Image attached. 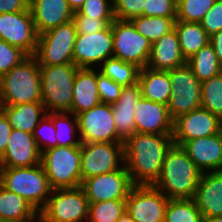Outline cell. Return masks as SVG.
I'll list each match as a JSON object with an SVG mask.
<instances>
[{
  "instance_id": "1",
  "label": "cell",
  "mask_w": 222,
  "mask_h": 222,
  "mask_svg": "<svg viewBox=\"0 0 222 222\" xmlns=\"http://www.w3.org/2000/svg\"><path fill=\"white\" fill-rule=\"evenodd\" d=\"M172 135L134 133L124 142L125 168L133 185H153L159 178Z\"/></svg>"
},
{
  "instance_id": "2",
  "label": "cell",
  "mask_w": 222,
  "mask_h": 222,
  "mask_svg": "<svg viewBox=\"0 0 222 222\" xmlns=\"http://www.w3.org/2000/svg\"><path fill=\"white\" fill-rule=\"evenodd\" d=\"M201 174L186 151L173 144L166 153L160 176L153 185L168 199H192Z\"/></svg>"
},
{
  "instance_id": "3",
  "label": "cell",
  "mask_w": 222,
  "mask_h": 222,
  "mask_svg": "<svg viewBox=\"0 0 222 222\" xmlns=\"http://www.w3.org/2000/svg\"><path fill=\"white\" fill-rule=\"evenodd\" d=\"M41 101L39 63L28 55L0 77V105H19Z\"/></svg>"
},
{
  "instance_id": "4",
  "label": "cell",
  "mask_w": 222,
  "mask_h": 222,
  "mask_svg": "<svg viewBox=\"0 0 222 222\" xmlns=\"http://www.w3.org/2000/svg\"><path fill=\"white\" fill-rule=\"evenodd\" d=\"M0 184L39 211L45 207L53 190L41 163L23 168L3 167Z\"/></svg>"
},
{
  "instance_id": "5",
  "label": "cell",
  "mask_w": 222,
  "mask_h": 222,
  "mask_svg": "<svg viewBox=\"0 0 222 222\" xmlns=\"http://www.w3.org/2000/svg\"><path fill=\"white\" fill-rule=\"evenodd\" d=\"M41 102L47 113L69 112L72 105V90L79 69L74 63L63 65H39Z\"/></svg>"
},
{
  "instance_id": "6",
  "label": "cell",
  "mask_w": 222,
  "mask_h": 222,
  "mask_svg": "<svg viewBox=\"0 0 222 222\" xmlns=\"http://www.w3.org/2000/svg\"><path fill=\"white\" fill-rule=\"evenodd\" d=\"M41 164L52 189L81 186V145L47 149L41 154Z\"/></svg>"
},
{
  "instance_id": "7",
  "label": "cell",
  "mask_w": 222,
  "mask_h": 222,
  "mask_svg": "<svg viewBox=\"0 0 222 222\" xmlns=\"http://www.w3.org/2000/svg\"><path fill=\"white\" fill-rule=\"evenodd\" d=\"M76 37L77 31L72 20L39 34L34 55L39 65L73 63Z\"/></svg>"
},
{
  "instance_id": "8",
  "label": "cell",
  "mask_w": 222,
  "mask_h": 222,
  "mask_svg": "<svg viewBox=\"0 0 222 222\" xmlns=\"http://www.w3.org/2000/svg\"><path fill=\"white\" fill-rule=\"evenodd\" d=\"M171 80V96L167 109L171 119L201 107V82L186 63L167 71Z\"/></svg>"
},
{
  "instance_id": "9",
  "label": "cell",
  "mask_w": 222,
  "mask_h": 222,
  "mask_svg": "<svg viewBox=\"0 0 222 222\" xmlns=\"http://www.w3.org/2000/svg\"><path fill=\"white\" fill-rule=\"evenodd\" d=\"M41 210L44 222H81L88 219L89 201L83 188L53 189Z\"/></svg>"
},
{
  "instance_id": "10",
  "label": "cell",
  "mask_w": 222,
  "mask_h": 222,
  "mask_svg": "<svg viewBox=\"0 0 222 222\" xmlns=\"http://www.w3.org/2000/svg\"><path fill=\"white\" fill-rule=\"evenodd\" d=\"M113 57L143 69L147 66L152 42L136 31L130 20L112 23Z\"/></svg>"
},
{
  "instance_id": "11",
  "label": "cell",
  "mask_w": 222,
  "mask_h": 222,
  "mask_svg": "<svg viewBox=\"0 0 222 222\" xmlns=\"http://www.w3.org/2000/svg\"><path fill=\"white\" fill-rule=\"evenodd\" d=\"M123 163L124 142L81 143V183L89 177L118 170Z\"/></svg>"
},
{
  "instance_id": "12",
  "label": "cell",
  "mask_w": 222,
  "mask_h": 222,
  "mask_svg": "<svg viewBox=\"0 0 222 222\" xmlns=\"http://www.w3.org/2000/svg\"><path fill=\"white\" fill-rule=\"evenodd\" d=\"M76 117L81 143L123 142L115 129L111 104L100 102Z\"/></svg>"
},
{
  "instance_id": "13",
  "label": "cell",
  "mask_w": 222,
  "mask_h": 222,
  "mask_svg": "<svg viewBox=\"0 0 222 222\" xmlns=\"http://www.w3.org/2000/svg\"><path fill=\"white\" fill-rule=\"evenodd\" d=\"M168 201L154 185H133L126 198V213L135 222H164Z\"/></svg>"
},
{
  "instance_id": "14",
  "label": "cell",
  "mask_w": 222,
  "mask_h": 222,
  "mask_svg": "<svg viewBox=\"0 0 222 222\" xmlns=\"http://www.w3.org/2000/svg\"><path fill=\"white\" fill-rule=\"evenodd\" d=\"M0 39L16 46L27 55H35L38 33L29 8L13 13H0Z\"/></svg>"
},
{
  "instance_id": "15",
  "label": "cell",
  "mask_w": 222,
  "mask_h": 222,
  "mask_svg": "<svg viewBox=\"0 0 222 222\" xmlns=\"http://www.w3.org/2000/svg\"><path fill=\"white\" fill-rule=\"evenodd\" d=\"M113 57L112 26L109 24L102 31L77 34L73 50V63L78 68H93L92 64L103 63Z\"/></svg>"
},
{
  "instance_id": "16",
  "label": "cell",
  "mask_w": 222,
  "mask_h": 222,
  "mask_svg": "<svg viewBox=\"0 0 222 222\" xmlns=\"http://www.w3.org/2000/svg\"><path fill=\"white\" fill-rule=\"evenodd\" d=\"M222 120L203 107L196 108L173 121L172 139L182 146L186 141L215 135L221 131Z\"/></svg>"
},
{
  "instance_id": "17",
  "label": "cell",
  "mask_w": 222,
  "mask_h": 222,
  "mask_svg": "<svg viewBox=\"0 0 222 222\" xmlns=\"http://www.w3.org/2000/svg\"><path fill=\"white\" fill-rule=\"evenodd\" d=\"M132 186L125 165L118 170L89 177L81 184L89 203L126 199Z\"/></svg>"
},
{
  "instance_id": "18",
  "label": "cell",
  "mask_w": 222,
  "mask_h": 222,
  "mask_svg": "<svg viewBox=\"0 0 222 222\" xmlns=\"http://www.w3.org/2000/svg\"><path fill=\"white\" fill-rule=\"evenodd\" d=\"M41 151L32 133L13 129L5 152L1 155L2 167H31L41 163Z\"/></svg>"
},
{
  "instance_id": "19",
  "label": "cell",
  "mask_w": 222,
  "mask_h": 222,
  "mask_svg": "<svg viewBox=\"0 0 222 222\" xmlns=\"http://www.w3.org/2000/svg\"><path fill=\"white\" fill-rule=\"evenodd\" d=\"M136 133L172 135L173 120L167 105L141 98L134 107Z\"/></svg>"
},
{
  "instance_id": "20",
  "label": "cell",
  "mask_w": 222,
  "mask_h": 222,
  "mask_svg": "<svg viewBox=\"0 0 222 222\" xmlns=\"http://www.w3.org/2000/svg\"><path fill=\"white\" fill-rule=\"evenodd\" d=\"M201 172L222 171V134L196 138L181 146Z\"/></svg>"
},
{
  "instance_id": "21",
  "label": "cell",
  "mask_w": 222,
  "mask_h": 222,
  "mask_svg": "<svg viewBox=\"0 0 222 222\" xmlns=\"http://www.w3.org/2000/svg\"><path fill=\"white\" fill-rule=\"evenodd\" d=\"M28 8L38 35L70 22L74 13L67 0H30Z\"/></svg>"
},
{
  "instance_id": "22",
  "label": "cell",
  "mask_w": 222,
  "mask_h": 222,
  "mask_svg": "<svg viewBox=\"0 0 222 222\" xmlns=\"http://www.w3.org/2000/svg\"><path fill=\"white\" fill-rule=\"evenodd\" d=\"M141 98V87L137 82L123 86L119 99L112 104L115 129L123 142L136 133L134 107Z\"/></svg>"
},
{
  "instance_id": "23",
  "label": "cell",
  "mask_w": 222,
  "mask_h": 222,
  "mask_svg": "<svg viewBox=\"0 0 222 222\" xmlns=\"http://www.w3.org/2000/svg\"><path fill=\"white\" fill-rule=\"evenodd\" d=\"M192 199L203 218L222 216V171L202 172Z\"/></svg>"
},
{
  "instance_id": "24",
  "label": "cell",
  "mask_w": 222,
  "mask_h": 222,
  "mask_svg": "<svg viewBox=\"0 0 222 222\" xmlns=\"http://www.w3.org/2000/svg\"><path fill=\"white\" fill-rule=\"evenodd\" d=\"M187 61L183 57L175 29L152 43L147 62L150 69L168 71L183 66Z\"/></svg>"
},
{
  "instance_id": "25",
  "label": "cell",
  "mask_w": 222,
  "mask_h": 222,
  "mask_svg": "<svg viewBox=\"0 0 222 222\" xmlns=\"http://www.w3.org/2000/svg\"><path fill=\"white\" fill-rule=\"evenodd\" d=\"M101 102L96 81V70L79 68L72 90V105L69 113L78 115Z\"/></svg>"
},
{
  "instance_id": "26",
  "label": "cell",
  "mask_w": 222,
  "mask_h": 222,
  "mask_svg": "<svg viewBox=\"0 0 222 222\" xmlns=\"http://www.w3.org/2000/svg\"><path fill=\"white\" fill-rule=\"evenodd\" d=\"M0 110L7 117L12 129L32 134L39 124L40 118L47 114L45 106L41 101L19 105H0Z\"/></svg>"
},
{
  "instance_id": "27",
  "label": "cell",
  "mask_w": 222,
  "mask_h": 222,
  "mask_svg": "<svg viewBox=\"0 0 222 222\" xmlns=\"http://www.w3.org/2000/svg\"><path fill=\"white\" fill-rule=\"evenodd\" d=\"M138 83L142 98L167 105L171 96V80L167 71L148 67L140 69Z\"/></svg>"
},
{
  "instance_id": "28",
  "label": "cell",
  "mask_w": 222,
  "mask_h": 222,
  "mask_svg": "<svg viewBox=\"0 0 222 222\" xmlns=\"http://www.w3.org/2000/svg\"><path fill=\"white\" fill-rule=\"evenodd\" d=\"M174 29L178 36L181 53L186 61L209 43L210 36L200 23L175 21Z\"/></svg>"
},
{
  "instance_id": "29",
  "label": "cell",
  "mask_w": 222,
  "mask_h": 222,
  "mask_svg": "<svg viewBox=\"0 0 222 222\" xmlns=\"http://www.w3.org/2000/svg\"><path fill=\"white\" fill-rule=\"evenodd\" d=\"M187 64L200 82L217 76L222 72V64L210 43L189 58Z\"/></svg>"
},
{
  "instance_id": "30",
  "label": "cell",
  "mask_w": 222,
  "mask_h": 222,
  "mask_svg": "<svg viewBox=\"0 0 222 222\" xmlns=\"http://www.w3.org/2000/svg\"><path fill=\"white\" fill-rule=\"evenodd\" d=\"M99 70L119 85L128 86L138 82L140 68L115 57L106 59Z\"/></svg>"
},
{
  "instance_id": "31",
  "label": "cell",
  "mask_w": 222,
  "mask_h": 222,
  "mask_svg": "<svg viewBox=\"0 0 222 222\" xmlns=\"http://www.w3.org/2000/svg\"><path fill=\"white\" fill-rule=\"evenodd\" d=\"M130 21L136 31L153 43L174 29L176 18L139 16Z\"/></svg>"
},
{
  "instance_id": "32",
  "label": "cell",
  "mask_w": 222,
  "mask_h": 222,
  "mask_svg": "<svg viewBox=\"0 0 222 222\" xmlns=\"http://www.w3.org/2000/svg\"><path fill=\"white\" fill-rule=\"evenodd\" d=\"M70 114V115H69ZM47 115L52 119L56 133L57 146H80L81 141L74 140L78 130L77 117L69 112H49ZM73 116V119H69ZM70 116V117H69ZM76 128V129H75Z\"/></svg>"
},
{
  "instance_id": "33",
  "label": "cell",
  "mask_w": 222,
  "mask_h": 222,
  "mask_svg": "<svg viewBox=\"0 0 222 222\" xmlns=\"http://www.w3.org/2000/svg\"><path fill=\"white\" fill-rule=\"evenodd\" d=\"M34 211L25 199L0 184V219H19Z\"/></svg>"
},
{
  "instance_id": "34",
  "label": "cell",
  "mask_w": 222,
  "mask_h": 222,
  "mask_svg": "<svg viewBox=\"0 0 222 222\" xmlns=\"http://www.w3.org/2000/svg\"><path fill=\"white\" fill-rule=\"evenodd\" d=\"M193 199H169L164 222H202Z\"/></svg>"
},
{
  "instance_id": "35",
  "label": "cell",
  "mask_w": 222,
  "mask_h": 222,
  "mask_svg": "<svg viewBox=\"0 0 222 222\" xmlns=\"http://www.w3.org/2000/svg\"><path fill=\"white\" fill-rule=\"evenodd\" d=\"M201 107L222 120V72L201 82Z\"/></svg>"
},
{
  "instance_id": "36",
  "label": "cell",
  "mask_w": 222,
  "mask_h": 222,
  "mask_svg": "<svg viewBox=\"0 0 222 222\" xmlns=\"http://www.w3.org/2000/svg\"><path fill=\"white\" fill-rule=\"evenodd\" d=\"M126 213V199L89 203V216L93 222H116Z\"/></svg>"
},
{
  "instance_id": "37",
  "label": "cell",
  "mask_w": 222,
  "mask_h": 222,
  "mask_svg": "<svg viewBox=\"0 0 222 222\" xmlns=\"http://www.w3.org/2000/svg\"><path fill=\"white\" fill-rule=\"evenodd\" d=\"M216 0H177L176 21L200 23Z\"/></svg>"
},
{
  "instance_id": "38",
  "label": "cell",
  "mask_w": 222,
  "mask_h": 222,
  "mask_svg": "<svg viewBox=\"0 0 222 222\" xmlns=\"http://www.w3.org/2000/svg\"><path fill=\"white\" fill-rule=\"evenodd\" d=\"M55 133H56V130H55L53 121L46 114L43 118H41V120L39 121V124L37 125V127L35 128L33 132V136L35 138L36 144L38 148L40 149L41 153L47 149L57 147V140L55 137ZM42 143L44 145H42Z\"/></svg>"
},
{
  "instance_id": "39",
  "label": "cell",
  "mask_w": 222,
  "mask_h": 222,
  "mask_svg": "<svg viewBox=\"0 0 222 222\" xmlns=\"http://www.w3.org/2000/svg\"><path fill=\"white\" fill-rule=\"evenodd\" d=\"M28 55L16 46L0 39V77L8 73Z\"/></svg>"
},
{
  "instance_id": "40",
  "label": "cell",
  "mask_w": 222,
  "mask_h": 222,
  "mask_svg": "<svg viewBox=\"0 0 222 222\" xmlns=\"http://www.w3.org/2000/svg\"><path fill=\"white\" fill-rule=\"evenodd\" d=\"M115 19L131 20L143 16L147 0H112Z\"/></svg>"
},
{
  "instance_id": "41",
  "label": "cell",
  "mask_w": 222,
  "mask_h": 222,
  "mask_svg": "<svg viewBox=\"0 0 222 222\" xmlns=\"http://www.w3.org/2000/svg\"><path fill=\"white\" fill-rule=\"evenodd\" d=\"M78 12L98 19H115L112 0H85Z\"/></svg>"
},
{
  "instance_id": "42",
  "label": "cell",
  "mask_w": 222,
  "mask_h": 222,
  "mask_svg": "<svg viewBox=\"0 0 222 222\" xmlns=\"http://www.w3.org/2000/svg\"><path fill=\"white\" fill-rule=\"evenodd\" d=\"M96 81L99 97L102 103L113 104L121 94L122 86L105 76L100 71L96 72Z\"/></svg>"
},
{
  "instance_id": "43",
  "label": "cell",
  "mask_w": 222,
  "mask_h": 222,
  "mask_svg": "<svg viewBox=\"0 0 222 222\" xmlns=\"http://www.w3.org/2000/svg\"><path fill=\"white\" fill-rule=\"evenodd\" d=\"M115 19H98L90 16L81 15L78 11L73 13L72 21L74 22L77 34H92L102 31Z\"/></svg>"
},
{
  "instance_id": "44",
  "label": "cell",
  "mask_w": 222,
  "mask_h": 222,
  "mask_svg": "<svg viewBox=\"0 0 222 222\" xmlns=\"http://www.w3.org/2000/svg\"><path fill=\"white\" fill-rule=\"evenodd\" d=\"M177 0H147L143 16L176 18Z\"/></svg>"
},
{
  "instance_id": "45",
  "label": "cell",
  "mask_w": 222,
  "mask_h": 222,
  "mask_svg": "<svg viewBox=\"0 0 222 222\" xmlns=\"http://www.w3.org/2000/svg\"><path fill=\"white\" fill-rule=\"evenodd\" d=\"M200 24L209 36L222 30V0L214 2Z\"/></svg>"
},
{
  "instance_id": "46",
  "label": "cell",
  "mask_w": 222,
  "mask_h": 222,
  "mask_svg": "<svg viewBox=\"0 0 222 222\" xmlns=\"http://www.w3.org/2000/svg\"><path fill=\"white\" fill-rule=\"evenodd\" d=\"M12 127L5 114L0 110V156L5 152L8 139L10 138Z\"/></svg>"
},
{
  "instance_id": "47",
  "label": "cell",
  "mask_w": 222,
  "mask_h": 222,
  "mask_svg": "<svg viewBox=\"0 0 222 222\" xmlns=\"http://www.w3.org/2000/svg\"><path fill=\"white\" fill-rule=\"evenodd\" d=\"M27 0H0V13H13L28 9Z\"/></svg>"
},
{
  "instance_id": "48",
  "label": "cell",
  "mask_w": 222,
  "mask_h": 222,
  "mask_svg": "<svg viewBox=\"0 0 222 222\" xmlns=\"http://www.w3.org/2000/svg\"><path fill=\"white\" fill-rule=\"evenodd\" d=\"M209 43L212 45L219 61L222 64V30L212 34L209 38Z\"/></svg>"
},
{
  "instance_id": "49",
  "label": "cell",
  "mask_w": 222,
  "mask_h": 222,
  "mask_svg": "<svg viewBox=\"0 0 222 222\" xmlns=\"http://www.w3.org/2000/svg\"><path fill=\"white\" fill-rule=\"evenodd\" d=\"M44 222L42 212L35 210L31 215L19 219H0V222Z\"/></svg>"
},
{
  "instance_id": "50",
  "label": "cell",
  "mask_w": 222,
  "mask_h": 222,
  "mask_svg": "<svg viewBox=\"0 0 222 222\" xmlns=\"http://www.w3.org/2000/svg\"><path fill=\"white\" fill-rule=\"evenodd\" d=\"M85 0H67L70 9L73 12L78 11L84 4Z\"/></svg>"
},
{
  "instance_id": "51",
  "label": "cell",
  "mask_w": 222,
  "mask_h": 222,
  "mask_svg": "<svg viewBox=\"0 0 222 222\" xmlns=\"http://www.w3.org/2000/svg\"><path fill=\"white\" fill-rule=\"evenodd\" d=\"M202 222H222V216L205 217Z\"/></svg>"
},
{
  "instance_id": "52",
  "label": "cell",
  "mask_w": 222,
  "mask_h": 222,
  "mask_svg": "<svg viewBox=\"0 0 222 222\" xmlns=\"http://www.w3.org/2000/svg\"><path fill=\"white\" fill-rule=\"evenodd\" d=\"M116 222H135V221L127 213H125Z\"/></svg>"
},
{
  "instance_id": "53",
  "label": "cell",
  "mask_w": 222,
  "mask_h": 222,
  "mask_svg": "<svg viewBox=\"0 0 222 222\" xmlns=\"http://www.w3.org/2000/svg\"><path fill=\"white\" fill-rule=\"evenodd\" d=\"M2 169L3 167H2L1 156H0V174H1Z\"/></svg>"
},
{
  "instance_id": "54",
  "label": "cell",
  "mask_w": 222,
  "mask_h": 222,
  "mask_svg": "<svg viewBox=\"0 0 222 222\" xmlns=\"http://www.w3.org/2000/svg\"><path fill=\"white\" fill-rule=\"evenodd\" d=\"M88 220H89V221H88ZM81 222H83V220H82ZM84 222H85V220H84ZM87 222H93V221H91L90 219H87Z\"/></svg>"
}]
</instances>
